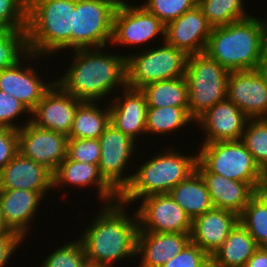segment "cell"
Masks as SVG:
<instances>
[{"label":"cell","mask_w":267,"mask_h":267,"mask_svg":"<svg viewBox=\"0 0 267 267\" xmlns=\"http://www.w3.org/2000/svg\"><path fill=\"white\" fill-rule=\"evenodd\" d=\"M190 234L138 232L136 254L141 255L138 267H162L191 242Z\"/></svg>","instance_id":"cell-23"},{"label":"cell","mask_w":267,"mask_h":267,"mask_svg":"<svg viewBox=\"0 0 267 267\" xmlns=\"http://www.w3.org/2000/svg\"><path fill=\"white\" fill-rule=\"evenodd\" d=\"M163 42L159 48L126 56L127 87L141 89L152 82L185 76L188 56Z\"/></svg>","instance_id":"cell-8"},{"label":"cell","mask_w":267,"mask_h":267,"mask_svg":"<svg viewBox=\"0 0 267 267\" xmlns=\"http://www.w3.org/2000/svg\"><path fill=\"white\" fill-rule=\"evenodd\" d=\"M263 248L267 251V244L263 246Z\"/></svg>","instance_id":"cell-50"},{"label":"cell","mask_w":267,"mask_h":267,"mask_svg":"<svg viewBox=\"0 0 267 267\" xmlns=\"http://www.w3.org/2000/svg\"><path fill=\"white\" fill-rule=\"evenodd\" d=\"M248 117L227 98L218 102L195 120L205 131L203 144L241 140Z\"/></svg>","instance_id":"cell-17"},{"label":"cell","mask_w":267,"mask_h":267,"mask_svg":"<svg viewBox=\"0 0 267 267\" xmlns=\"http://www.w3.org/2000/svg\"><path fill=\"white\" fill-rule=\"evenodd\" d=\"M112 1L116 6H122V5H126V0H110Z\"/></svg>","instance_id":"cell-47"},{"label":"cell","mask_w":267,"mask_h":267,"mask_svg":"<svg viewBox=\"0 0 267 267\" xmlns=\"http://www.w3.org/2000/svg\"><path fill=\"white\" fill-rule=\"evenodd\" d=\"M147 107H188V85L185 76L149 83L140 89Z\"/></svg>","instance_id":"cell-29"},{"label":"cell","mask_w":267,"mask_h":267,"mask_svg":"<svg viewBox=\"0 0 267 267\" xmlns=\"http://www.w3.org/2000/svg\"><path fill=\"white\" fill-rule=\"evenodd\" d=\"M122 97L109 103L110 123L136 141L137 135L146 133L147 101L140 89L123 88Z\"/></svg>","instance_id":"cell-21"},{"label":"cell","mask_w":267,"mask_h":267,"mask_svg":"<svg viewBox=\"0 0 267 267\" xmlns=\"http://www.w3.org/2000/svg\"><path fill=\"white\" fill-rule=\"evenodd\" d=\"M75 7L76 0H28V51L49 56L70 49Z\"/></svg>","instance_id":"cell-4"},{"label":"cell","mask_w":267,"mask_h":267,"mask_svg":"<svg viewBox=\"0 0 267 267\" xmlns=\"http://www.w3.org/2000/svg\"><path fill=\"white\" fill-rule=\"evenodd\" d=\"M83 101L72 97L56 81L31 111L35 126L69 135L77 107Z\"/></svg>","instance_id":"cell-15"},{"label":"cell","mask_w":267,"mask_h":267,"mask_svg":"<svg viewBox=\"0 0 267 267\" xmlns=\"http://www.w3.org/2000/svg\"><path fill=\"white\" fill-rule=\"evenodd\" d=\"M22 241L19 235H0V267H5Z\"/></svg>","instance_id":"cell-42"},{"label":"cell","mask_w":267,"mask_h":267,"mask_svg":"<svg viewBox=\"0 0 267 267\" xmlns=\"http://www.w3.org/2000/svg\"><path fill=\"white\" fill-rule=\"evenodd\" d=\"M138 232L191 233L192 220L169 194H154L142 198L135 211Z\"/></svg>","instance_id":"cell-10"},{"label":"cell","mask_w":267,"mask_h":267,"mask_svg":"<svg viewBox=\"0 0 267 267\" xmlns=\"http://www.w3.org/2000/svg\"><path fill=\"white\" fill-rule=\"evenodd\" d=\"M259 69L267 76V32L262 45V57Z\"/></svg>","instance_id":"cell-44"},{"label":"cell","mask_w":267,"mask_h":267,"mask_svg":"<svg viewBox=\"0 0 267 267\" xmlns=\"http://www.w3.org/2000/svg\"><path fill=\"white\" fill-rule=\"evenodd\" d=\"M49 188H54L53 173L19 152L0 171V189L30 190L44 197Z\"/></svg>","instance_id":"cell-19"},{"label":"cell","mask_w":267,"mask_h":267,"mask_svg":"<svg viewBox=\"0 0 267 267\" xmlns=\"http://www.w3.org/2000/svg\"><path fill=\"white\" fill-rule=\"evenodd\" d=\"M84 267H106V266H99V265L87 263Z\"/></svg>","instance_id":"cell-48"},{"label":"cell","mask_w":267,"mask_h":267,"mask_svg":"<svg viewBox=\"0 0 267 267\" xmlns=\"http://www.w3.org/2000/svg\"><path fill=\"white\" fill-rule=\"evenodd\" d=\"M212 27L196 5L165 25V42L187 56L205 51Z\"/></svg>","instance_id":"cell-16"},{"label":"cell","mask_w":267,"mask_h":267,"mask_svg":"<svg viewBox=\"0 0 267 267\" xmlns=\"http://www.w3.org/2000/svg\"><path fill=\"white\" fill-rule=\"evenodd\" d=\"M38 56L32 52H28L16 64L0 71V90L18 99L30 112L36 107L44 93L54 83L53 81H50V83L42 82L32 66L30 67L28 65V68L27 66H21L23 65L21 63L22 60L28 61Z\"/></svg>","instance_id":"cell-18"},{"label":"cell","mask_w":267,"mask_h":267,"mask_svg":"<svg viewBox=\"0 0 267 267\" xmlns=\"http://www.w3.org/2000/svg\"><path fill=\"white\" fill-rule=\"evenodd\" d=\"M258 248L254 238L238 222L211 256V267H244Z\"/></svg>","instance_id":"cell-26"},{"label":"cell","mask_w":267,"mask_h":267,"mask_svg":"<svg viewBox=\"0 0 267 267\" xmlns=\"http://www.w3.org/2000/svg\"><path fill=\"white\" fill-rule=\"evenodd\" d=\"M101 157L98 164L100 175L120 195L130 184L132 176H124L128 161L135 149V141L110 123L99 136ZM130 158V159H129ZM124 176V177H123Z\"/></svg>","instance_id":"cell-11"},{"label":"cell","mask_w":267,"mask_h":267,"mask_svg":"<svg viewBox=\"0 0 267 267\" xmlns=\"http://www.w3.org/2000/svg\"><path fill=\"white\" fill-rule=\"evenodd\" d=\"M195 120L189 115L188 107H147L146 133L167 134L175 132Z\"/></svg>","instance_id":"cell-30"},{"label":"cell","mask_w":267,"mask_h":267,"mask_svg":"<svg viewBox=\"0 0 267 267\" xmlns=\"http://www.w3.org/2000/svg\"><path fill=\"white\" fill-rule=\"evenodd\" d=\"M96 103L83 101L77 107L68 138L99 139L110 124V109L101 110Z\"/></svg>","instance_id":"cell-28"},{"label":"cell","mask_w":267,"mask_h":267,"mask_svg":"<svg viewBox=\"0 0 267 267\" xmlns=\"http://www.w3.org/2000/svg\"><path fill=\"white\" fill-rule=\"evenodd\" d=\"M18 152V131L0 126V171Z\"/></svg>","instance_id":"cell-41"},{"label":"cell","mask_w":267,"mask_h":267,"mask_svg":"<svg viewBox=\"0 0 267 267\" xmlns=\"http://www.w3.org/2000/svg\"><path fill=\"white\" fill-rule=\"evenodd\" d=\"M0 235H18L17 233L11 231L5 224V221L1 213V209H0Z\"/></svg>","instance_id":"cell-45"},{"label":"cell","mask_w":267,"mask_h":267,"mask_svg":"<svg viewBox=\"0 0 267 267\" xmlns=\"http://www.w3.org/2000/svg\"><path fill=\"white\" fill-rule=\"evenodd\" d=\"M227 99L249 119L267 118V76L260 69L231 71Z\"/></svg>","instance_id":"cell-14"},{"label":"cell","mask_w":267,"mask_h":267,"mask_svg":"<svg viewBox=\"0 0 267 267\" xmlns=\"http://www.w3.org/2000/svg\"><path fill=\"white\" fill-rule=\"evenodd\" d=\"M243 3V0H197V6L212 28L249 17Z\"/></svg>","instance_id":"cell-31"},{"label":"cell","mask_w":267,"mask_h":267,"mask_svg":"<svg viewBox=\"0 0 267 267\" xmlns=\"http://www.w3.org/2000/svg\"><path fill=\"white\" fill-rule=\"evenodd\" d=\"M267 19L249 16L221 27H214L205 51L229 72L259 69Z\"/></svg>","instance_id":"cell-3"},{"label":"cell","mask_w":267,"mask_h":267,"mask_svg":"<svg viewBox=\"0 0 267 267\" xmlns=\"http://www.w3.org/2000/svg\"><path fill=\"white\" fill-rule=\"evenodd\" d=\"M26 112L28 115H31V112L22 102L0 90V126L19 130L23 125L14 124L13 119H17L18 116H21L23 113L26 114Z\"/></svg>","instance_id":"cell-40"},{"label":"cell","mask_w":267,"mask_h":267,"mask_svg":"<svg viewBox=\"0 0 267 267\" xmlns=\"http://www.w3.org/2000/svg\"><path fill=\"white\" fill-rule=\"evenodd\" d=\"M43 198L39 192L30 190L0 189V209L8 228L25 239Z\"/></svg>","instance_id":"cell-22"},{"label":"cell","mask_w":267,"mask_h":267,"mask_svg":"<svg viewBox=\"0 0 267 267\" xmlns=\"http://www.w3.org/2000/svg\"><path fill=\"white\" fill-rule=\"evenodd\" d=\"M26 122L18 131V151L24 157L48 168L52 173L67 157L66 134L46 130Z\"/></svg>","instance_id":"cell-13"},{"label":"cell","mask_w":267,"mask_h":267,"mask_svg":"<svg viewBox=\"0 0 267 267\" xmlns=\"http://www.w3.org/2000/svg\"><path fill=\"white\" fill-rule=\"evenodd\" d=\"M238 222L234 212L213 207L192 221L191 242L211 257Z\"/></svg>","instance_id":"cell-20"},{"label":"cell","mask_w":267,"mask_h":267,"mask_svg":"<svg viewBox=\"0 0 267 267\" xmlns=\"http://www.w3.org/2000/svg\"><path fill=\"white\" fill-rule=\"evenodd\" d=\"M86 264L85 249L79 237L51 252L42 267H84Z\"/></svg>","instance_id":"cell-35"},{"label":"cell","mask_w":267,"mask_h":267,"mask_svg":"<svg viewBox=\"0 0 267 267\" xmlns=\"http://www.w3.org/2000/svg\"><path fill=\"white\" fill-rule=\"evenodd\" d=\"M159 35L165 40V25L141 4L117 6L111 44L137 46Z\"/></svg>","instance_id":"cell-12"},{"label":"cell","mask_w":267,"mask_h":267,"mask_svg":"<svg viewBox=\"0 0 267 267\" xmlns=\"http://www.w3.org/2000/svg\"><path fill=\"white\" fill-rule=\"evenodd\" d=\"M255 195L267 206V188H266V186L259 187L255 191Z\"/></svg>","instance_id":"cell-46"},{"label":"cell","mask_w":267,"mask_h":267,"mask_svg":"<svg viewBox=\"0 0 267 267\" xmlns=\"http://www.w3.org/2000/svg\"><path fill=\"white\" fill-rule=\"evenodd\" d=\"M244 267H267V251L259 247Z\"/></svg>","instance_id":"cell-43"},{"label":"cell","mask_w":267,"mask_h":267,"mask_svg":"<svg viewBox=\"0 0 267 267\" xmlns=\"http://www.w3.org/2000/svg\"><path fill=\"white\" fill-rule=\"evenodd\" d=\"M162 267H211V257L198 245L190 242Z\"/></svg>","instance_id":"cell-39"},{"label":"cell","mask_w":267,"mask_h":267,"mask_svg":"<svg viewBox=\"0 0 267 267\" xmlns=\"http://www.w3.org/2000/svg\"><path fill=\"white\" fill-rule=\"evenodd\" d=\"M116 8L110 0H76L71 48H104L111 43Z\"/></svg>","instance_id":"cell-9"},{"label":"cell","mask_w":267,"mask_h":267,"mask_svg":"<svg viewBox=\"0 0 267 267\" xmlns=\"http://www.w3.org/2000/svg\"><path fill=\"white\" fill-rule=\"evenodd\" d=\"M28 0H0V28L27 30Z\"/></svg>","instance_id":"cell-37"},{"label":"cell","mask_w":267,"mask_h":267,"mask_svg":"<svg viewBox=\"0 0 267 267\" xmlns=\"http://www.w3.org/2000/svg\"><path fill=\"white\" fill-rule=\"evenodd\" d=\"M169 195L192 221L213 208L207 185L197 170L176 185Z\"/></svg>","instance_id":"cell-27"},{"label":"cell","mask_w":267,"mask_h":267,"mask_svg":"<svg viewBox=\"0 0 267 267\" xmlns=\"http://www.w3.org/2000/svg\"><path fill=\"white\" fill-rule=\"evenodd\" d=\"M229 73L206 52L188 56L185 71L188 113L194 120L227 98Z\"/></svg>","instance_id":"cell-7"},{"label":"cell","mask_w":267,"mask_h":267,"mask_svg":"<svg viewBox=\"0 0 267 267\" xmlns=\"http://www.w3.org/2000/svg\"><path fill=\"white\" fill-rule=\"evenodd\" d=\"M155 155L132 174L130 184L119 195L126 205L154 194H169L181 181L196 171L198 155H183L176 150Z\"/></svg>","instance_id":"cell-5"},{"label":"cell","mask_w":267,"mask_h":267,"mask_svg":"<svg viewBox=\"0 0 267 267\" xmlns=\"http://www.w3.org/2000/svg\"><path fill=\"white\" fill-rule=\"evenodd\" d=\"M197 0H146L142 6L164 25L193 9Z\"/></svg>","instance_id":"cell-36"},{"label":"cell","mask_w":267,"mask_h":267,"mask_svg":"<svg viewBox=\"0 0 267 267\" xmlns=\"http://www.w3.org/2000/svg\"><path fill=\"white\" fill-rule=\"evenodd\" d=\"M210 194L214 208L234 212L238 216L255 195V189L246 182L227 179L215 173H200Z\"/></svg>","instance_id":"cell-25"},{"label":"cell","mask_w":267,"mask_h":267,"mask_svg":"<svg viewBox=\"0 0 267 267\" xmlns=\"http://www.w3.org/2000/svg\"><path fill=\"white\" fill-rule=\"evenodd\" d=\"M196 170L249 183L255 190L264 186L266 178L241 140L202 144Z\"/></svg>","instance_id":"cell-6"},{"label":"cell","mask_w":267,"mask_h":267,"mask_svg":"<svg viewBox=\"0 0 267 267\" xmlns=\"http://www.w3.org/2000/svg\"><path fill=\"white\" fill-rule=\"evenodd\" d=\"M264 186H266V188H267V173H266V178H265V184H264Z\"/></svg>","instance_id":"cell-49"},{"label":"cell","mask_w":267,"mask_h":267,"mask_svg":"<svg viewBox=\"0 0 267 267\" xmlns=\"http://www.w3.org/2000/svg\"><path fill=\"white\" fill-rule=\"evenodd\" d=\"M241 141L258 166L267 173V118L248 119Z\"/></svg>","instance_id":"cell-32"},{"label":"cell","mask_w":267,"mask_h":267,"mask_svg":"<svg viewBox=\"0 0 267 267\" xmlns=\"http://www.w3.org/2000/svg\"><path fill=\"white\" fill-rule=\"evenodd\" d=\"M239 222L254 238L258 247L267 244V206L256 195L239 215Z\"/></svg>","instance_id":"cell-33"},{"label":"cell","mask_w":267,"mask_h":267,"mask_svg":"<svg viewBox=\"0 0 267 267\" xmlns=\"http://www.w3.org/2000/svg\"><path fill=\"white\" fill-rule=\"evenodd\" d=\"M100 48L73 50L74 60L56 82L72 97L98 102L115 87L127 86L126 55H111Z\"/></svg>","instance_id":"cell-2"},{"label":"cell","mask_w":267,"mask_h":267,"mask_svg":"<svg viewBox=\"0 0 267 267\" xmlns=\"http://www.w3.org/2000/svg\"><path fill=\"white\" fill-rule=\"evenodd\" d=\"M28 52L26 30L0 28V71L16 64Z\"/></svg>","instance_id":"cell-34"},{"label":"cell","mask_w":267,"mask_h":267,"mask_svg":"<svg viewBox=\"0 0 267 267\" xmlns=\"http://www.w3.org/2000/svg\"><path fill=\"white\" fill-rule=\"evenodd\" d=\"M67 157L70 160L98 165L101 157L99 139L68 138Z\"/></svg>","instance_id":"cell-38"},{"label":"cell","mask_w":267,"mask_h":267,"mask_svg":"<svg viewBox=\"0 0 267 267\" xmlns=\"http://www.w3.org/2000/svg\"><path fill=\"white\" fill-rule=\"evenodd\" d=\"M103 208L80 240L87 263L113 267L115 261L137 257L138 218L136 212L134 218L125 213L126 204L120 199Z\"/></svg>","instance_id":"cell-1"},{"label":"cell","mask_w":267,"mask_h":267,"mask_svg":"<svg viewBox=\"0 0 267 267\" xmlns=\"http://www.w3.org/2000/svg\"><path fill=\"white\" fill-rule=\"evenodd\" d=\"M72 184L84 188L87 185L98 186L100 200L106 201L104 204L119 200V194L100 175L99 167L96 164L83 163L70 160L66 157L53 173V187Z\"/></svg>","instance_id":"cell-24"}]
</instances>
